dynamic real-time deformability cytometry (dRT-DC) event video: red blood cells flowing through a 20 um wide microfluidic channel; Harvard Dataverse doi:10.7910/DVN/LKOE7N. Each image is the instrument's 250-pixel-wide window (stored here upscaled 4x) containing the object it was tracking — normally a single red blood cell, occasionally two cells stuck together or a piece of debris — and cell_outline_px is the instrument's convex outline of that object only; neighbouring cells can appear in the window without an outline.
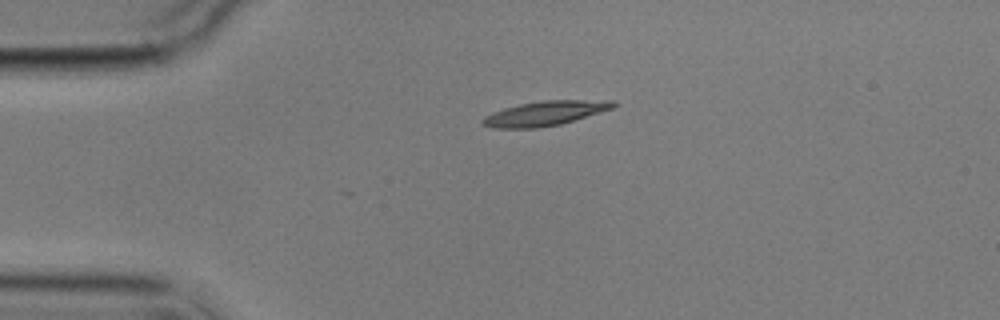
{"species": "common noctule bat (a hibernating species)", "species_latin": "Nyctalus noctula", "temperature_condition": "cold", "stored_images_in_passage": 2, "camera_frame_rate_fps": 3000, "um_per_image_px": 0.085, "animal": {"sex": "male", "body_mass_g": 17.9}, "frame": {"image": 1, "passage_image": 1, "time_ms": 0.0, "image_size_px": [1000, 320], "cell_outline_px": [[616, 104], [612, 108], [560, 124], [536, 128], [492, 128], [480, 124], [480, 120], [484, 116], [492, 112], [504, 108], [520, 104], [544, 100], [616, 100]], "centroid_in_image_um": [46.26, 9.63], "position_along_channel_um": 38.7, "area_um2": 18.61}}